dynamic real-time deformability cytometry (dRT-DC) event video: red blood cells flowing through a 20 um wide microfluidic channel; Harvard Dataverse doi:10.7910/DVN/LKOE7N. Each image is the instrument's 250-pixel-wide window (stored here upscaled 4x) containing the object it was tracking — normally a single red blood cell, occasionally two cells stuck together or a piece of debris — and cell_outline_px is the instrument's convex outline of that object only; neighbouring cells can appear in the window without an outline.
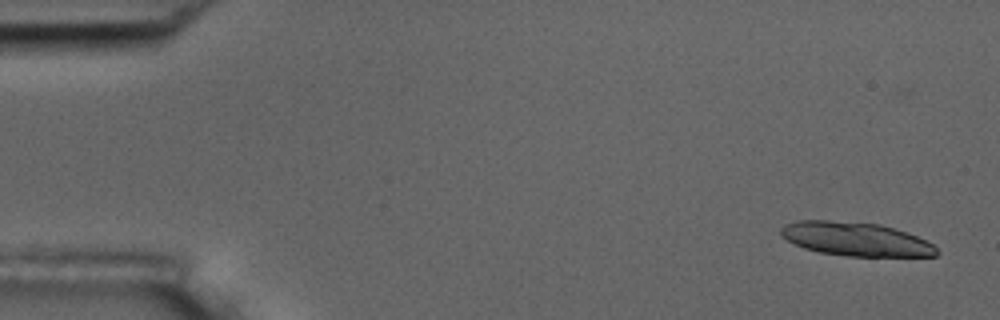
{"species": "common noctule bat (a hibernating species)", "species_latin": "Nyctalus noctula", "temperature_condition": "room temperature", "stored_images_in_passage": 5, "camera_frame_rate_fps": 3000, "um_per_image_px": 0.085, "animal": {"sex": "male", "body_mass_g": 17.5, "forearm_length_mm": 52.3}, "frame": {"image": 1, "passage_image": 1, "time_ms": 0.0, "image_size_px": [1000, 320], "cell_outline_px": [[940, 252], [936, 256], [848, 256], [820, 252], [804, 248], [788, 240], [780, 232], [780, 228], [784, 224], [796, 220], [828, 220], [880, 224], [916, 236], [932, 244]], "centroid_in_image_um": [72.72, 20.32], "position_along_channel_um": 12.3, "area_um2": 30.29}}